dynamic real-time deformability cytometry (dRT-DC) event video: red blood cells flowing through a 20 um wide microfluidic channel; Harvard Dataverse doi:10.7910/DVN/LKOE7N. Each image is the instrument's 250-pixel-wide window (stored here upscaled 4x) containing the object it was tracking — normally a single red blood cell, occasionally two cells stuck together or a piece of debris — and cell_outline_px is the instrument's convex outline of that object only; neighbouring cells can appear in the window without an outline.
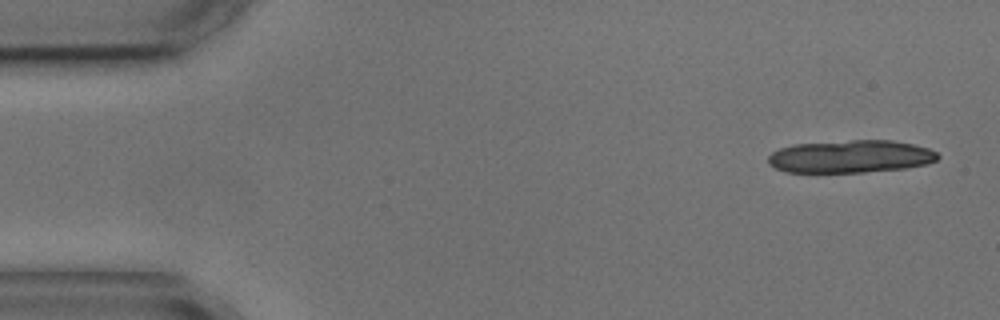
{"species": "common noctule bat (a hibernating species)", "species_latin": "Nyctalus noctula", "temperature_condition": "cold", "stored_images_in_passage": 5, "segment_of_instrument_passage": [1, 2], "camera_frame_rate_fps": 3000, "um_per_image_px": 0.085, "animal": {"sex": "male", "body_mass_g": 17.9, "forearm_length_mm": 54.2}, "frame": {"image": 1, "passage_image": 1, "time_ms": 0.0, "image_size_px": [1000, 320], "cell_outline_px": [[940, 156], [936, 160], [928, 164], [904, 168], [864, 172], [784, 172], [768, 164], [768, 156], [772, 152], [780, 148], [792, 144], [852, 140], [892, 140], [912, 144], [928, 148], [936, 152]], "centroid_in_image_um": [72.28, 13.3], "position_along_channel_um": 12.7, "area_um2": 32.37}}